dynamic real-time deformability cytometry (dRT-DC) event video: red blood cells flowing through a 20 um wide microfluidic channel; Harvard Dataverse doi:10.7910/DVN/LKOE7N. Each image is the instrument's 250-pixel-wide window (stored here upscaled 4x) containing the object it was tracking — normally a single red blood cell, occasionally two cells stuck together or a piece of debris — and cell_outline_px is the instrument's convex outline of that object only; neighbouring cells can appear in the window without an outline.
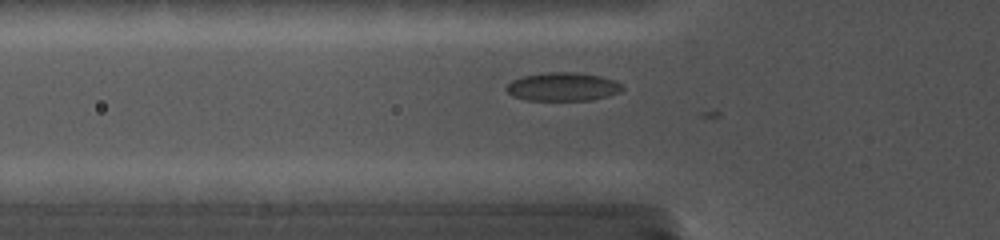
{"species": "common noctule bat (a hibernating species)", "species_latin": "Nyctalus noctula", "temperature_condition": "cold", "stored_images_in_passage": 3, "camera_frame_rate_fps": 5000, "um_per_image_px": 0.085, "animal": {"sex": "female", "body_mass_g": 19.0, "forearm_length_mm": 56.7}, "frame": {"image": 1, "passage_image": 2, "time_ms": 0.4, "image_size_px": [1000, 240], "cell_outline_px": [[624, 88], [620, 92], [608, 96], [588, 100], [524, 100], [512, 96], [504, 88], [512, 80], [524, 76], [548, 72], [572, 72], [600, 76], [616, 80], [624, 84]], "centroid_in_image_um": [47.85, 7.37], "position_along_channel_um": 77.9, "area_um2": 19.31}}